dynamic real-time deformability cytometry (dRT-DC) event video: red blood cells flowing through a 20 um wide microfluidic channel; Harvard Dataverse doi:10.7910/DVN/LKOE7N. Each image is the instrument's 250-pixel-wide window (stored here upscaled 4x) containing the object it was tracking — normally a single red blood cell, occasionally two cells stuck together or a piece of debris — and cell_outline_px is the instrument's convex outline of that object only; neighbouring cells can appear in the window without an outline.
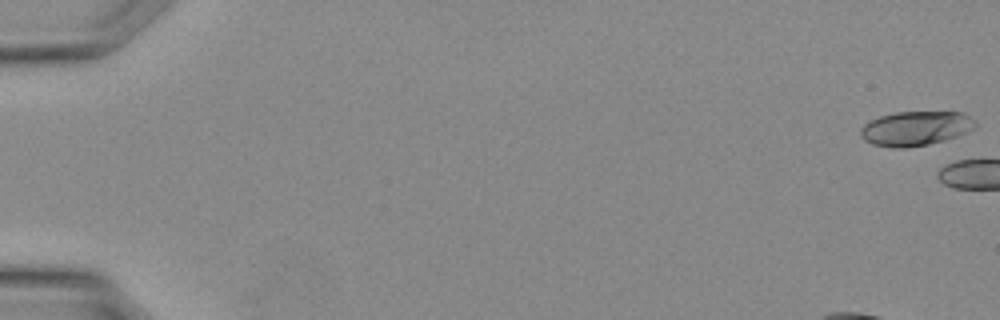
{"species": "Egyptian fruit bat (a non-hibernating species)", "species_latin": "Rousettus aegyptiacus", "temperature_condition": "warm", "stored_images_in_passage": 3, "camera_frame_rate_fps": 3000, "um_per_image_px": 0.085, "animal": {"sex": "female"}, "frame": {"image": 1, "passage_image": 1, "time_ms": 0.0, "image_size_px": [1000, 320], "cell_outline_px": [[976, 124], [968, 132], [944, 140], [928, 144], [904, 148], [892, 148], [872, 144], [864, 140], [860, 136], [860, 128], [864, 124], [880, 116], [896, 112], [960, 112], [976, 120]], "centroid_in_image_um": [77.79, 10.92], "position_along_channel_um": 7.2, "area_um2": 22.95}}